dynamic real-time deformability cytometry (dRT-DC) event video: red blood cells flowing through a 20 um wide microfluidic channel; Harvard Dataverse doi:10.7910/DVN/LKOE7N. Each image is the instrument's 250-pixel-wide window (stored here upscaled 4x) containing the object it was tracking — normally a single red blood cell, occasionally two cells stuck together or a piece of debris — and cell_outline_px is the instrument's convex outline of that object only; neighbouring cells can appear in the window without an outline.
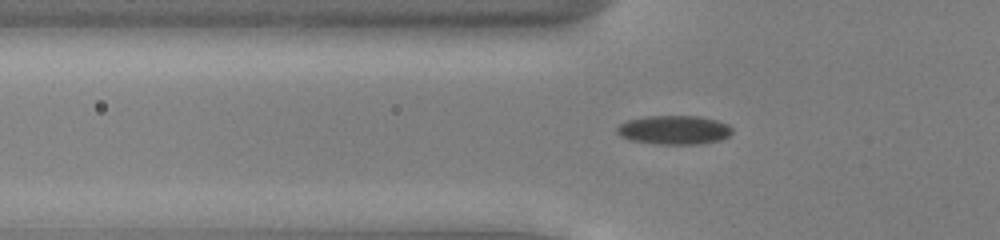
{"species": "common noctule bat (a hibernating species)", "species_latin": "Nyctalus noctula", "temperature_condition": "cold", "stored_images_in_passage": 54, "camera_frame_rate_fps": 3000, "um_per_image_px": 0.085, "animal": {"sex": "male", "body_mass_g": 13.0, "forearm_length_mm": 53.1}, "frame": {"image": 1, "passage_image": 19, "time_ms": 6.0, "image_size_px": [1000, 240], "cell_outline_px": [[732, 132], [728, 136], [720, 140], [700, 144], [656, 144], [628, 140], [620, 136], [616, 132], [616, 128], [620, 124], [628, 120], [648, 116], [700, 116], [716, 120], [728, 124], [732, 128]], "centroid_in_image_um": [57.28, 11.05], "position_along_channel_um": 68.5, "area_um2": 19.54}}
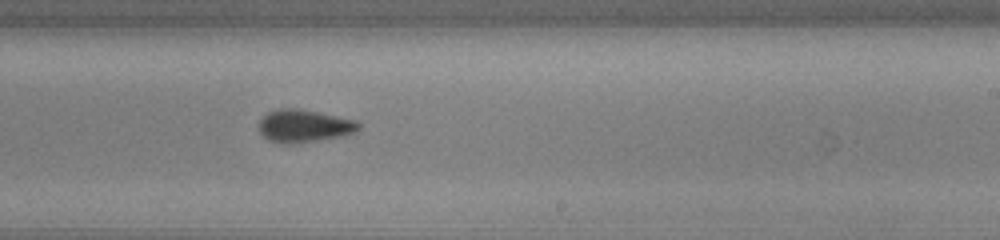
{"frame": {"image": 2, "passage_image": 34, "time_ms": 11.0, "image_size_px": [1000, 240], "cell_outline_px": [[360, 128], [356, 132], [344, 136], [292, 144], [280, 144], [268, 140], [256, 128], [260, 120], [268, 112], [280, 108], [296, 108], [356, 120], [360, 124]], "centroid_in_image_um": [25.82, 10.72], "position_along_channel_um": 263.2, "area_um2": 19.13}}
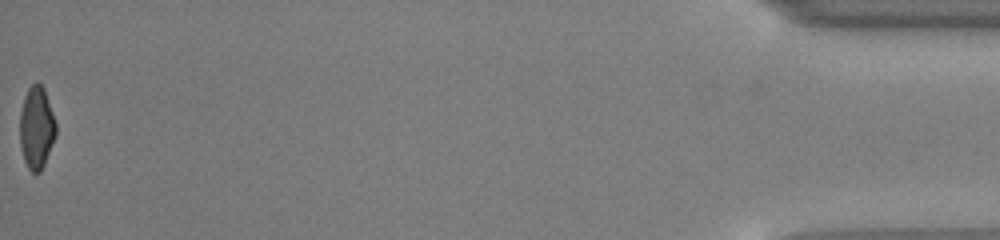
{"frame": {"image": 3, "passage_image": 54, "time_ms": 17.667, "image_size_px": [1000, 240], "cell_outline_px": [[56, 136], [44, 164], [40, 172], [32, 172], [28, 168], [24, 160], [20, 148], [20, 112], [24, 96], [28, 88], [36, 80], [44, 88], [56, 124]], "centroid_in_image_um": [3.09, 10.84], "position_along_channel_um": 432.1, "area_um2": 17.34}, "authors_computed_cell_mechanics": {"area_um2": 18.6694, "velocity_mm_per_s": 3.932, "shape_relaxation_time_tau1_ms": 2.92, "shape_relaxation_time_tau2_ms": 2.168, "deformation_change_tau1": 0.1295, "deformation_change_tau2": 0.086}}